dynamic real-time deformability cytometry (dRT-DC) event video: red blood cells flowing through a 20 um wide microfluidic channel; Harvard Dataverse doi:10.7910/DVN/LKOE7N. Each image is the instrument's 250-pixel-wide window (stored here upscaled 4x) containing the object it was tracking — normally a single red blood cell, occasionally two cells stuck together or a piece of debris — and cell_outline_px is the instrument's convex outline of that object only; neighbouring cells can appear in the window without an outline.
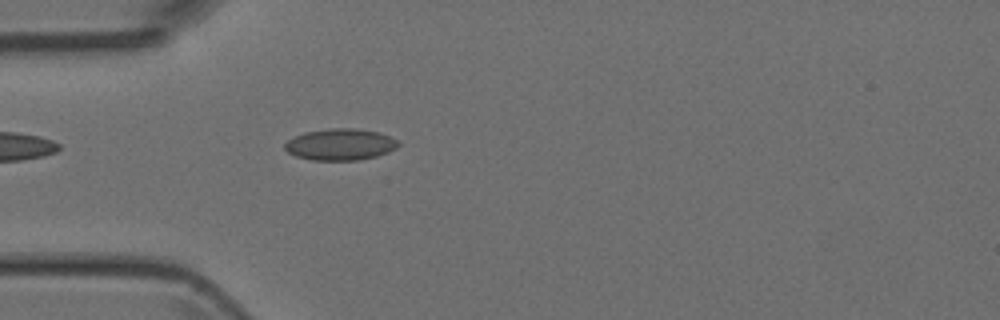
{"species": "Egyptian fruit bat (a non-hibernating species)", "species_latin": "Rousettus aegyptiacus", "temperature_condition": "room temperature", "stored_images_in_passage": 5, "camera_frame_rate_fps": 3000, "um_per_image_px": 0.085, "animal": {"sex": "female"}, "frame": {"image": 1, "passage_image": 5, "time_ms": 4.333, "image_size_px": [1000, 320], "cell_outline_px": [[400, 144], [396, 148], [388, 152], [376, 156], [360, 160], [312, 160], [296, 156], [288, 152], [284, 148], [284, 144], [288, 140], [304, 132], [328, 128], [356, 128], [380, 132], [400, 140]], "centroid_in_image_um": [28.96, 12.27], "position_along_channel_um": 56.0, "area_um2": 21.04}}